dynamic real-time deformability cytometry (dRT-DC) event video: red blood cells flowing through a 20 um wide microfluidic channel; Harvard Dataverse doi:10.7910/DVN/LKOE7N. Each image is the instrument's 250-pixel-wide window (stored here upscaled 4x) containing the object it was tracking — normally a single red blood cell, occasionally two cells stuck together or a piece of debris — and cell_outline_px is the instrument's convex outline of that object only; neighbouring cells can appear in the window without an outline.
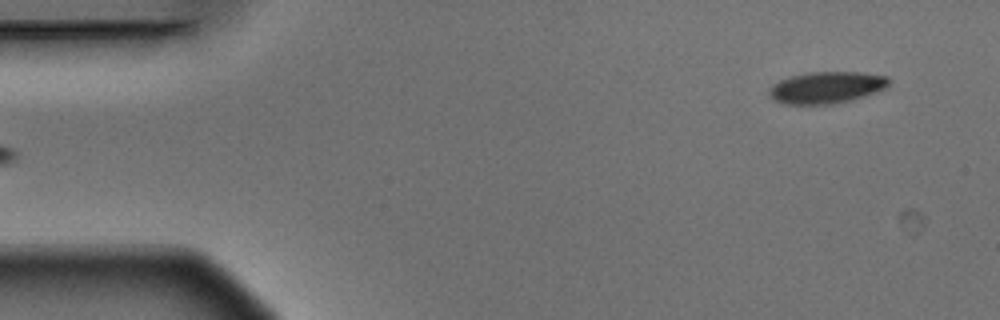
{"species": "Egyptian fruit bat (a non-hibernating species)", "species_latin": "Rousettus aegyptiacus", "temperature_condition": "warm", "stored_images_in_passage": 5, "camera_frame_rate_fps": 3000, "um_per_image_px": 0.085, "animal": {"sex": "male"}, "frame": {"image": 1, "passage_image": 5, "time_ms": 1.333, "image_size_px": [1000, 320], "cell_outline_px": [[892, 80], [888, 88], [852, 100], [832, 104], [784, 104], [776, 100], [768, 92], [768, 88], [772, 84], [780, 80], [792, 76], [808, 72], [856, 72], [888, 76]], "centroid_in_image_um": [70.3, 7.43], "position_along_channel_um": 14.7, "area_um2": 22.25}}